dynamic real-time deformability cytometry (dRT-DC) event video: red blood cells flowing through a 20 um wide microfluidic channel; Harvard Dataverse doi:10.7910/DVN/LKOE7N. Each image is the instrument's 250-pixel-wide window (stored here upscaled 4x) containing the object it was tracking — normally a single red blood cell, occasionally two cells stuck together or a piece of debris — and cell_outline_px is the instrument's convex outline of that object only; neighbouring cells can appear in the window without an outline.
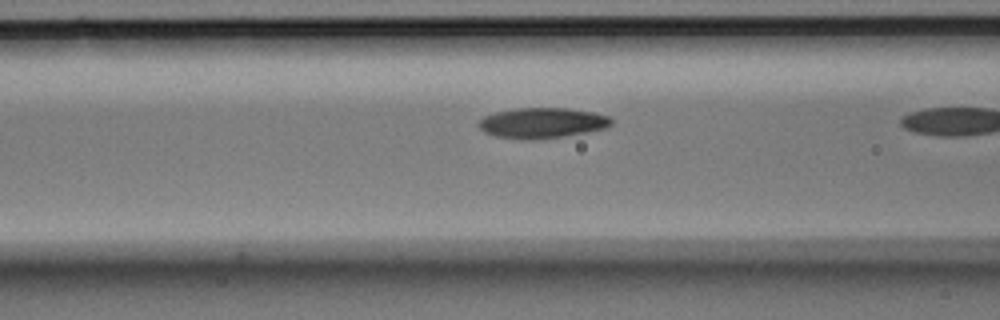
{"species": "Egyptian fruit bat (a non-hibernating species)", "species_latin": "Rousettus aegyptiacus", "temperature_condition": "room temperature", "stored_images_in_passage": 17, "camera_frame_rate_fps": 3000, "um_per_image_px": 0.085, "animal": {"sex": "male"}, "frame": {"image": 1, "passage_image": 16, "time_ms": 5.0, "image_size_px": [1000, 320], "cell_outline_px": [[612, 124], [604, 128], [564, 136], [532, 140], [528, 140], [496, 136], [484, 132], [476, 124], [484, 116], [496, 112], [516, 108], [568, 108], [592, 112], [608, 116], [612, 120]], "centroid_in_image_um": [46.05, 10.44], "position_along_channel_um": 120.6, "area_um2": 23.35}}